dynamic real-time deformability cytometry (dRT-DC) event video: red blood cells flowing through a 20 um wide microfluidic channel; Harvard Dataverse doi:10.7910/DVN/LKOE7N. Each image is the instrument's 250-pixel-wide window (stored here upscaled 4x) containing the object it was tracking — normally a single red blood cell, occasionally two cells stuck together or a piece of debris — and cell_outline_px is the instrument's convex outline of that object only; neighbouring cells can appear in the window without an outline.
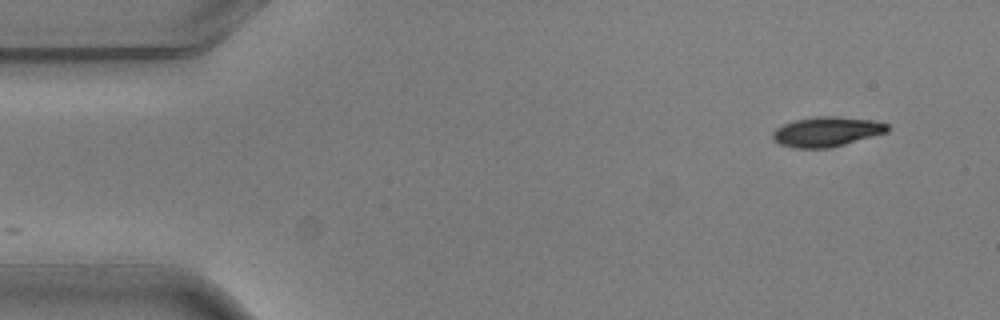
{"species": "common noctule bat (a hibernating species)", "species_latin": "Nyctalus noctula", "temperature_condition": "warm", "stored_images_in_passage": 2, "camera_frame_rate_fps": 3000, "um_per_image_px": 0.085, "animal": {"sex": "male", "body_mass_g": 20.5, "forearm_length_mm": 52.5}, "frame": {"image": 1, "passage_image": 2, "time_ms": 0.333, "image_size_px": [1000, 320], "cell_outline_px": [[888, 132], [844, 144], [828, 148], [796, 148], [780, 144], [772, 136], [772, 132], [776, 128], [784, 124], [796, 120], [816, 116], [836, 116], [872, 120], [888, 124]], "centroid_in_image_um": [70.27, 11.19], "position_along_channel_um": 14.7, "area_um2": 19.71}}